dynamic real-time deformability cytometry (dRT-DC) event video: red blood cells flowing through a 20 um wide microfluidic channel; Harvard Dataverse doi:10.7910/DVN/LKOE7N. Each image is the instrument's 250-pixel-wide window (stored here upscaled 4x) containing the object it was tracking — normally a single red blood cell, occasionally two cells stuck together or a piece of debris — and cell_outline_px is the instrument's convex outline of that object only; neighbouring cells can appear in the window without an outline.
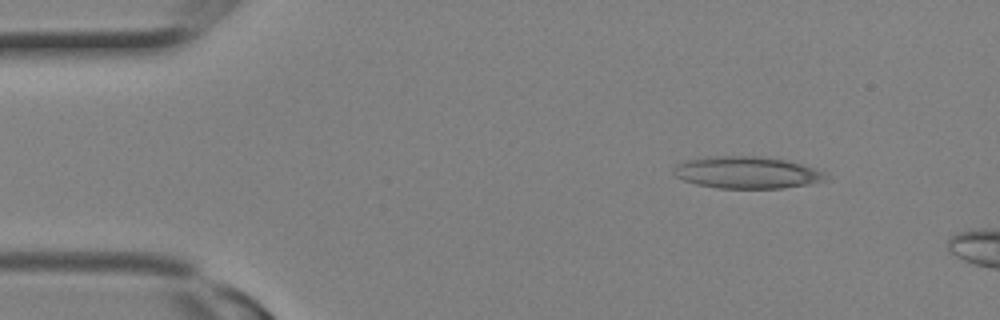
{"species": "Egyptian fruit bat (a non-hibernating species)", "species_latin": "Rousettus aegyptiacus", "temperature_condition": "room temperature", "stored_images_in_passage": 2, "camera_frame_rate_fps": 3000, "um_per_image_px": 0.085, "animal": {"sex": "female"}, "frame": {"image": 1, "passage_image": 1, "time_ms": 0.0, "image_size_px": [1000, 320], "cell_outline_px": [[828, 180], [808, 184], [784, 188], [716, 188], [696, 184], [684, 180], [676, 176], [672, 172], [672, 168], [676, 164], [688, 160], [712, 156], [756, 156], [788, 160], [824, 172], [828, 176]], "centroid_in_image_um": [63.48, 14.67], "position_along_channel_um": 21.5, "area_um2": 28.32}}